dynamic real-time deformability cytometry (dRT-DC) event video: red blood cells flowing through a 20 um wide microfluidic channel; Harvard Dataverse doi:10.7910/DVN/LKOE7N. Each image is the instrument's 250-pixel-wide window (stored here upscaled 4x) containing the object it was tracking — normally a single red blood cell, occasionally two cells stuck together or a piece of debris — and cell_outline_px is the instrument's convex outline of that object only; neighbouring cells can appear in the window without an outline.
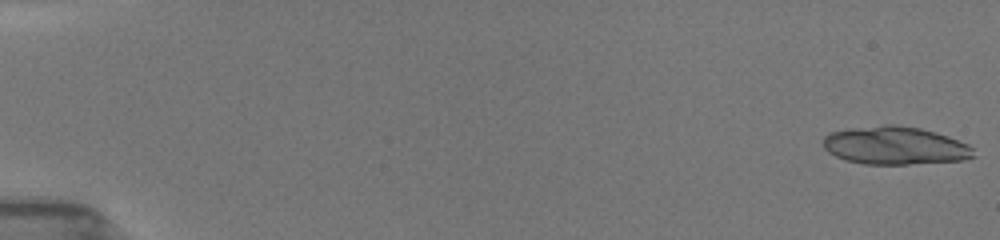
{"species": "common noctule bat (a hibernating species)", "species_latin": "Nyctalus noctula", "temperature_condition": "room temperature", "stored_images_in_passage": 8, "camera_frame_rate_fps": 3000, "um_per_image_px": 0.085, "animal": {"sex": "female", "body_mass_g": 19.5, "forearm_length_mm": 54.1}, "frame": {"image": 1, "passage_image": 1, "time_ms": 0.0, "image_size_px": [1000, 240], "cell_outline_px": [[976, 156], [964, 160], [908, 164], [864, 164], [844, 160], [828, 152], [824, 148], [824, 136], [832, 132], [848, 128], [884, 124], [896, 124], [920, 128], [936, 132], [948, 136], [968, 144], [972, 148]], "centroid_in_image_um": [76.08, 12.37], "position_along_channel_um": 8.9, "area_um2": 33.52}}